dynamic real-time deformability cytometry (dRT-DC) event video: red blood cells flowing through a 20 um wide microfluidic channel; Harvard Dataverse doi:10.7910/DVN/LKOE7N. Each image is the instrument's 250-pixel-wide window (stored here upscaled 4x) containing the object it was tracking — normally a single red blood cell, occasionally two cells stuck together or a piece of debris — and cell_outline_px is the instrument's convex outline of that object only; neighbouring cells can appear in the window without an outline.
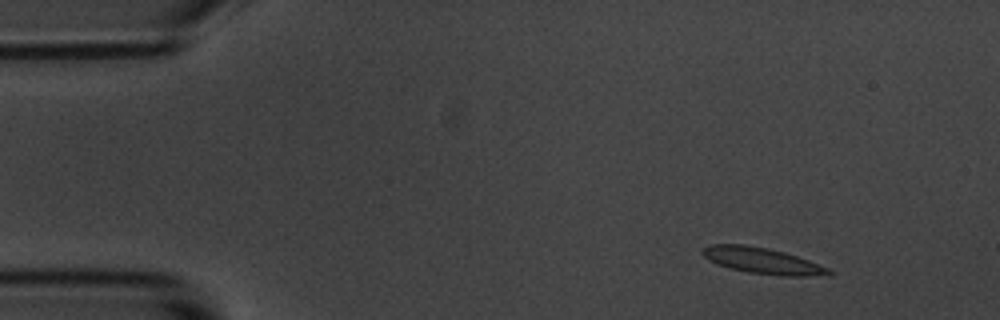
{"species": "common noctule bat (a hibernating species)", "species_latin": "Nyctalus noctula", "temperature_condition": "room temperature", "stored_images_in_passage": 4, "camera_frame_rate_fps": 3000, "um_per_image_px": 0.085, "animal": {"sex": "male", "body_mass_g": 20.1, "forearm_length_mm": 53.5}, "frame": {"image": 1, "passage_image": 1, "time_ms": 0.0, "image_size_px": [1000, 320], "cell_outline_px": [[836, 272], [828, 276], [780, 276], [748, 272], [728, 268], [716, 264], [708, 260], [700, 252], [704, 248], [712, 244], [744, 244], [768, 248], [784, 252], [808, 260], [828, 268]], "centroid_in_image_um": [64.82, 22.17], "position_along_channel_um": 20.2, "area_um2": 19.36}}
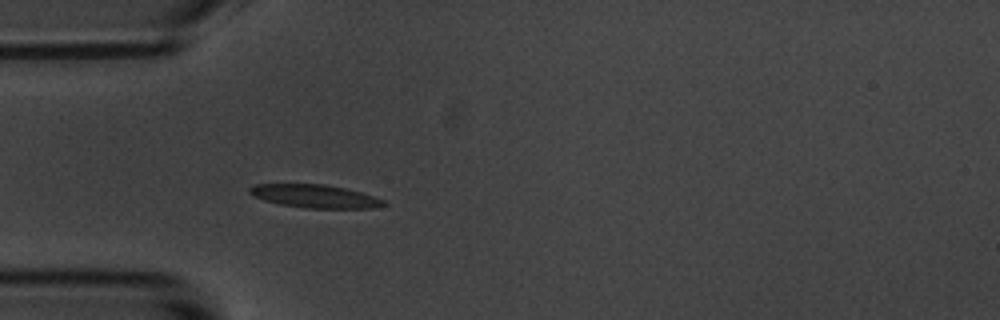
{"frame": {"image": 2, "passage_image": 4, "time_ms": 3.333, "image_size_px": [1000, 320], "cell_outline_px": [[388, 204], [376, 208], [308, 208], [280, 204], [264, 200], [252, 196], [248, 192], [248, 188], [256, 184], [324, 184], [344, 188], [360, 192], [384, 200]], "centroid_in_image_um": [26.75, 16.68], "position_along_channel_um": 58.3, "area_um2": 18.03}}